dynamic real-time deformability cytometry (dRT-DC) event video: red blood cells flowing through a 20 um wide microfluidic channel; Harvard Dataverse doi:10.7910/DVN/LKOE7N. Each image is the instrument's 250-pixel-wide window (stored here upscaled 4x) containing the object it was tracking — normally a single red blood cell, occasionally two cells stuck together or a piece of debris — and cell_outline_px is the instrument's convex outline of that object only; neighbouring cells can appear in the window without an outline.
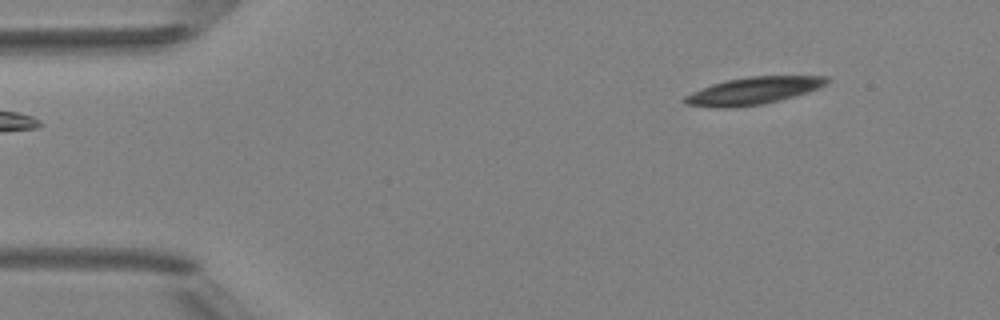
{"species": "Egyptian fruit bat (a non-hibernating species)", "species_latin": "Rousettus aegyptiacus", "temperature_condition": "room temperature", "stored_images_in_passage": 2, "camera_frame_rate_fps": 3000, "um_per_image_px": 0.085, "animal": {"sex": "female"}, "frame": {"image": 1, "passage_image": 2, "time_ms": 1.0, "image_size_px": [1000, 320], "cell_outline_px": [[828, 80], [820, 88], [808, 92], [780, 100], [764, 104], [728, 108], [720, 108], [684, 104], [680, 100], [684, 96], [692, 92], [712, 84], [728, 80], [748, 76], [828, 76]], "centroid_in_image_um": [64.0, 7.72], "position_along_channel_um": 21.0, "area_um2": 22.54}}